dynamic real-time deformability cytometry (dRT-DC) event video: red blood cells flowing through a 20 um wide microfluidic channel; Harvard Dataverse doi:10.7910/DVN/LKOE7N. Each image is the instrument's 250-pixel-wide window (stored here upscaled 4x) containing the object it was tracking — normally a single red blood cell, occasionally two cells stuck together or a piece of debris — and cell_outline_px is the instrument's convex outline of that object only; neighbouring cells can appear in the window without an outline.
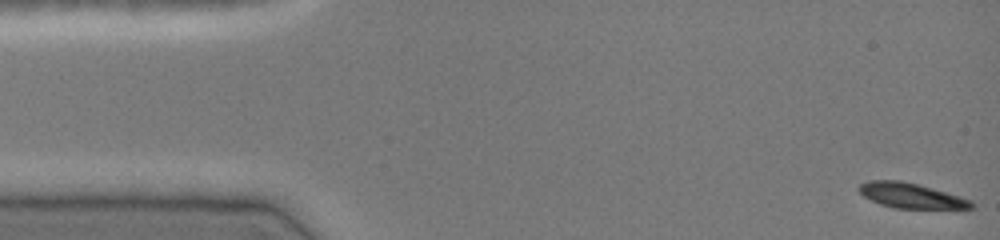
{"species": "common noctule bat (a hibernating species)", "species_latin": "Nyctalus noctula", "temperature_condition": "cold", "stored_images_in_passage": 46, "camera_frame_rate_fps": 3000, "um_per_image_px": 0.085, "animal": {"sex": "female", "body_mass_g": 19.0, "forearm_length_mm": 51.5}, "frame": {"image": 1, "passage_image": 1, "time_ms": 0.0, "image_size_px": [1000, 240], "cell_outline_px": [[972, 208], [896, 208], [880, 204], [864, 196], [856, 188], [860, 184], [872, 180], [900, 180], [916, 184], [972, 200]], "centroid_in_image_um": [77.37, 16.62], "position_along_channel_um": 7.6, "area_um2": 15.95}}
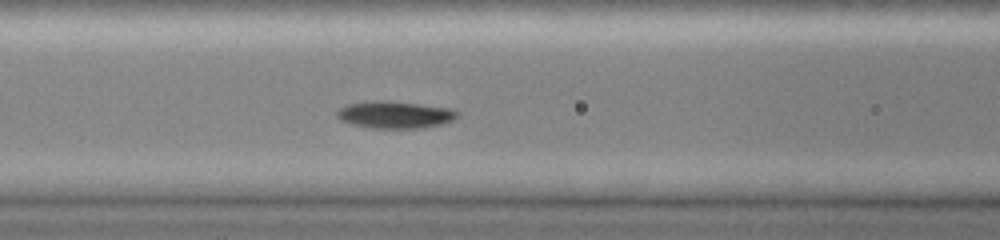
{"frame": {"image": 2, "passage_image": 19, "time_ms": 6.0, "image_size_px": [1000, 240], "cell_outline_px": [[460, 112], [452, 120], [440, 124], [424, 128], [372, 128], [352, 124], [340, 120], [336, 116], [336, 112], [340, 108], [348, 104], [372, 100], [388, 100], [420, 104], [448, 108]], "centroid_in_image_um": [33.53, 9.74], "position_along_channel_um": 133.1, "area_um2": 19.02}}
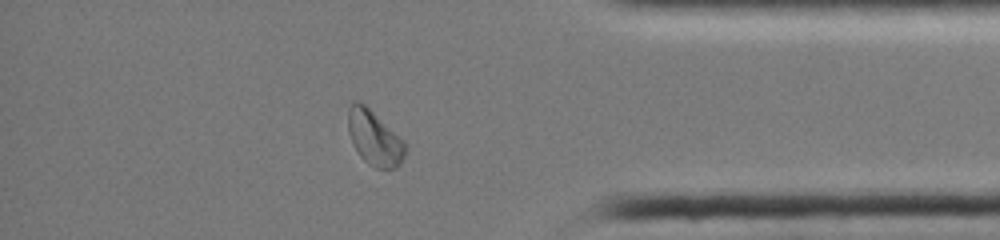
{"frame": {"image": 3, "passage_image": 40, "time_ms": 13.0, "image_size_px": [1000, 240], "cell_outline_px": [[408, 148], [404, 160], [396, 168], [376, 168], [368, 164], [360, 156], [352, 144], [348, 132], [348, 108], [352, 100], [360, 100], [400, 136], [404, 140]], "centroid_in_image_um": [31.83, 11.72], "position_along_channel_um": 403.4, "area_um2": 18.67}, "authors_computed_cell_mechanics": {"area_um2": 17.7157, "velocity_mm_per_s": 4.03, "shape_relaxation_time_tau1_ms": null, "shape_relaxation_time_tau2_ms": 3.6228, "deformation_change_tau1": null, "deformation_change_tau2": 0.0636}}